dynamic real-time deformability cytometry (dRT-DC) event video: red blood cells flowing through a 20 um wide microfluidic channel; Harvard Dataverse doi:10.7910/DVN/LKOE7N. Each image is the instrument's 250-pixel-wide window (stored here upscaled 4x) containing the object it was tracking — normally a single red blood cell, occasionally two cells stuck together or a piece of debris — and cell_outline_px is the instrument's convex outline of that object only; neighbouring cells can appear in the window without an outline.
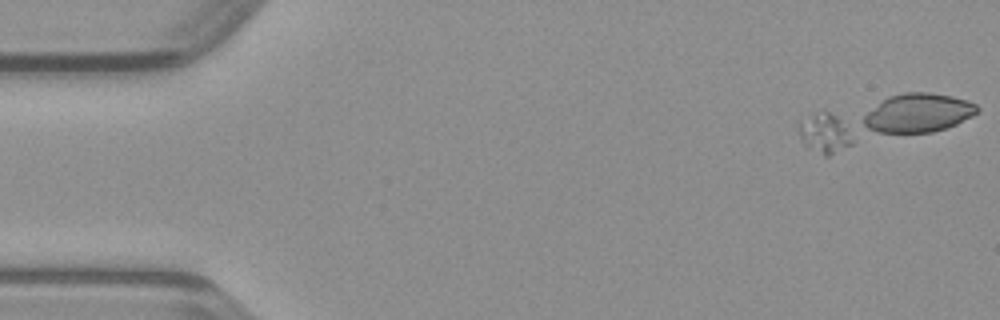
{"species": "common noctule bat (a hibernating species)", "species_latin": "Nyctalus noctula", "temperature_condition": "warm", "stored_images_in_passage": 11, "camera_frame_rate_fps": 3000, "um_per_image_px": 0.085, "animal": {"sex": "male", "body_mass_g": 23.1, "forearm_length_mm": 52.7}, "frame": {"image": 1, "passage_image": 1, "time_ms": 0.0, "image_size_px": [1000, 320], "cell_outline_px": [[852, 144], [828, 156], [824, 156], [808, 148], [804, 144], [800, 136], [800, 124], [816, 112], [828, 112], [836, 116], [840, 120], [852, 140]], "centroid_in_image_um": [70.08, 11.38], "position_along_channel_um": 14.9, "area_um2": 11.73}}
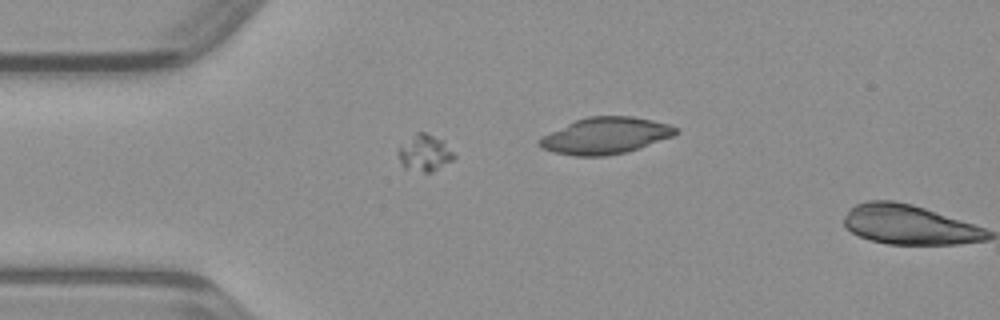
{"frame": {"image": 2, "passage_image": 10, "time_ms": 3.0, "image_size_px": [1000, 320], "cell_outline_px": [[456, 156], [452, 160], [432, 172], [424, 172], [404, 168], [396, 152], [416, 132], [424, 132], [444, 140]], "centroid_in_image_um": [36.12, 13.0], "position_along_channel_um": 48.9, "area_um2": 11.68}}